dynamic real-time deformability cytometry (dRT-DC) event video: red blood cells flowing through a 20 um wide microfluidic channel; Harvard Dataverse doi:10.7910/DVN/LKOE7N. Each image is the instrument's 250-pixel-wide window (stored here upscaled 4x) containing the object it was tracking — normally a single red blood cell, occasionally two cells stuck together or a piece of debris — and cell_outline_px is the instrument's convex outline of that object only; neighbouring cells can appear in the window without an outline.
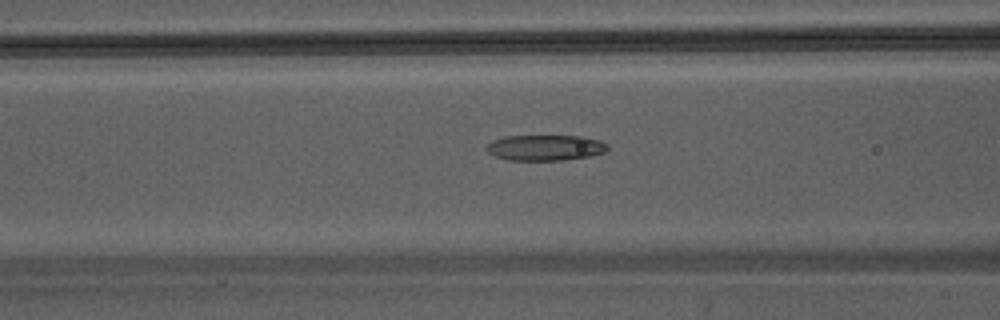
{"species": "Egyptian fruit bat (a non-hibernating species)", "species_latin": "Rousettus aegyptiacus", "temperature_condition": "warm", "stored_images_in_passage": 35, "camera_frame_rate_fps": 3000, "um_per_image_px": 0.085, "animal": {"sex": "male"}, "frame": {"image": 1, "passage_image": 13, "time_ms": 4.0, "image_size_px": [1000, 320], "cell_outline_px": [[608, 148], [604, 152], [588, 156], [564, 160], [508, 160], [496, 156], [488, 152], [484, 148], [492, 140], [504, 136], [580, 136], [600, 140], [608, 144]], "centroid_in_image_um": [46.32, 12.55], "position_along_channel_um": 120.3, "area_um2": 18.09}}
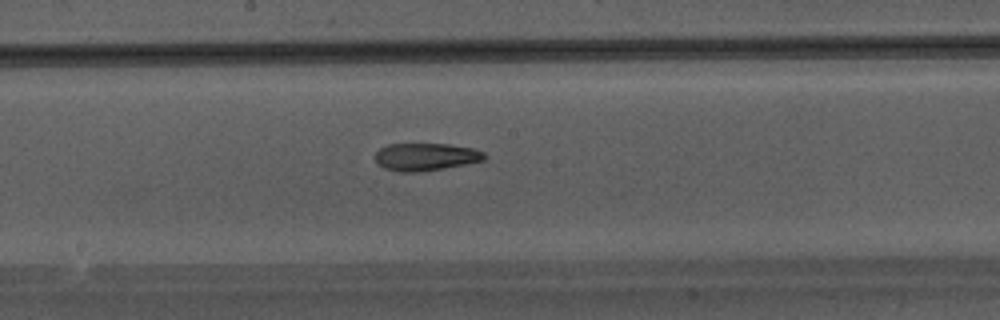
{"frame": {"image": 2, "passage_image": 19, "time_ms": 6.0, "image_size_px": [1000, 320], "cell_outline_px": [[484, 160], [444, 168], [416, 172], [400, 172], [384, 168], [376, 160], [376, 152], [380, 148], [388, 144], [448, 144], [476, 148], [484, 152]], "centroid_in_image_um": [36.19, 13.32], "position_along_channel_um": 212.0, "area_um2": 17.4}}
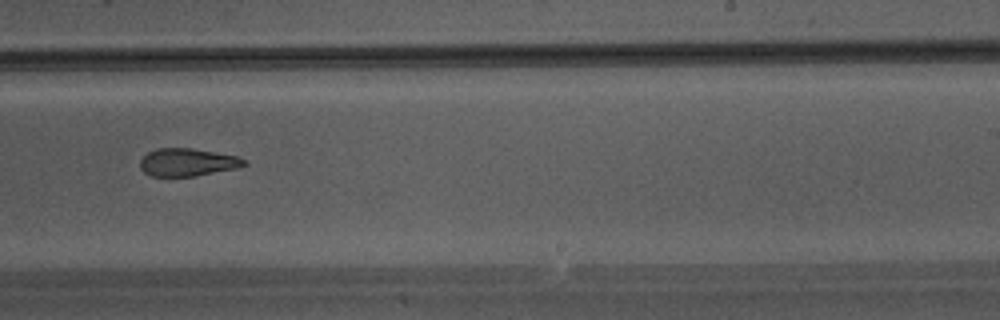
{"frame": {"image": 3, "passage_image": 23, "time_ms": 7.333, "image_size_px": [1000, 320], "cell_outline_px": [[248, 164], [236, 168], [192, 176], [152, 176], [144, 172], [140, 168], [140, 160], [148, 152], [156, 148], [192, 148], [240, 156]], "centroid_in_image_um": [15.93, 13.78], "position_along_channel_um": 273.1, "area_um2": 16.76}}